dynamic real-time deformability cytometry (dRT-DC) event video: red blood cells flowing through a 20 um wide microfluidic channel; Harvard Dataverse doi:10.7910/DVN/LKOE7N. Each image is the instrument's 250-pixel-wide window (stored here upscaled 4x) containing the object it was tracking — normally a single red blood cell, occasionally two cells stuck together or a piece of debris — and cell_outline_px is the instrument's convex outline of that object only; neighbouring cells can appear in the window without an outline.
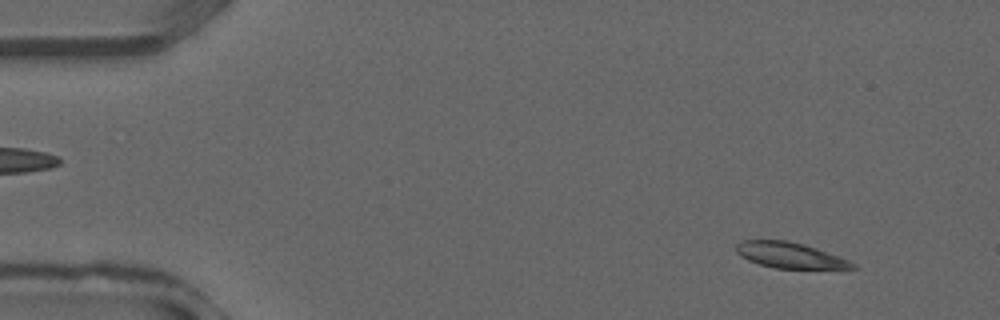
{"species": "common noctule bat (a hibernating species)", "species_latin": "Nyctalus noctula", "temperature_condition": "warm", "stored_images_in_passage": 36, "camera_frame_rate_fps": 3000, "um_per_image_px": 0.085, "animal": {"sex": "male", "forearm_length_mm": 52.5}, "frame": {"image": 1, "passage_image": 3, "time_ms": 0.667, "image_size_px": [1000, 320], "cell_outline_px": [[856, 268], [776, 268], [760, 264], [748, 260], [740, 256], [736, 252], [736, 244], [740, 240], [788, 240], [804, 244], [816, 248], [848, 260], [856, 264]], "centroid_in_image_um": [67.08, 21.68], "position_along_channel_um": 17.9, "area_um2": 17.22}}
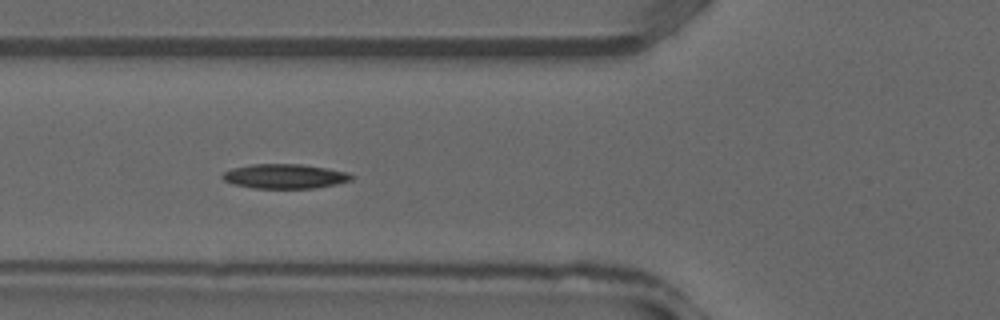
{"frame": {"image": 2, "passage_image": 13, "time_ms": 4.0, "image_size_px": [1000, 320], "cell_outline_px": [[356, 176], [352, 180], [336, 184], [316, 188], [252, 188], [232, 184], [224, 180], [220, 176], [224, 172], [232, 168], [252, 164], [300, 164], [348, 172]], "centroid_in_image_um": [24.2, 14.99], "position_along_channel_um": 101.6, "area_um2": 18.5}}
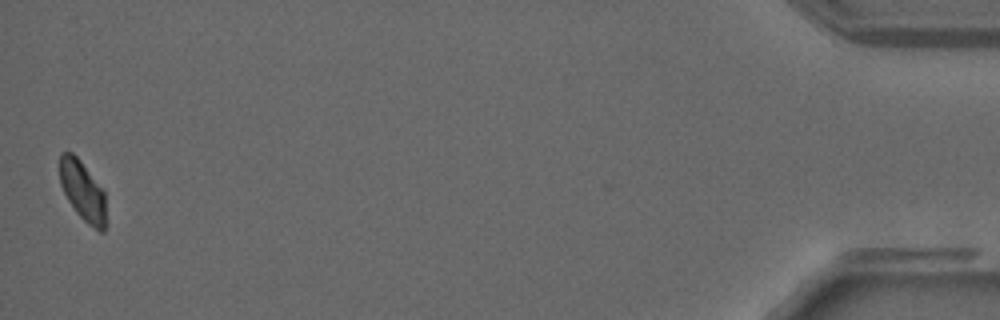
{"frame": {"image": 3, "passage_image": 36, "time_ms": 11.667, "image_size_px": [1000, 320], "cell_outline_px": [[104, 232], [100, 232], [88, 224], [76, 212], [68, 200], [60, 184], [60, 152], [72, 152], [80, 160], [104, 188]], "centroid_in_image_um": [7.02, 16.19], "position_along_channel_um": 428.2, "area_um2": 16.01}}